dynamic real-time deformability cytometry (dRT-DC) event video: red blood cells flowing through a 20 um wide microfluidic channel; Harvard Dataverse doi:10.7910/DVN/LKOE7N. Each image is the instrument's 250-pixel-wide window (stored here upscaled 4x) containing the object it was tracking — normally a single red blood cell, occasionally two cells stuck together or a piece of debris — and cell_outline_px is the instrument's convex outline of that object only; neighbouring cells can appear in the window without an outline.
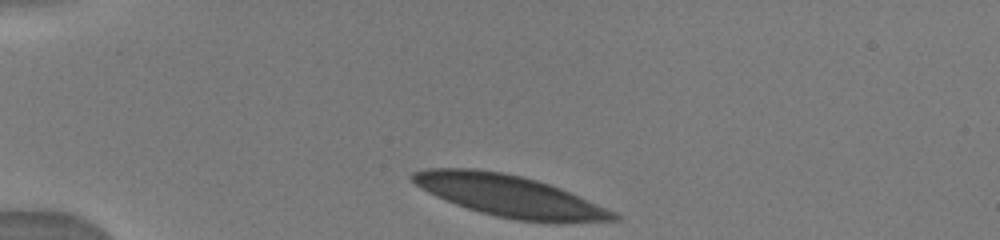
{"species": "human", "species_latin": "Homo sapiens", "temperature_condition": "warm", "stored_images_in_passage": 6, "camera_frame_rate_fps": 3000, "um_per_image_px": 0.085, "donor": {"sex": "male"}, "frame": {"image": 1, "passage_image": 1, "time_ms": 0.0, "image_size_px": [1000, 240], "cell_outline_px": [[620, 220], [564, 224], [548, 224], [516, 220], [496, 216], [480, 212], [456, 204], [436, 196], [428, 192], [416, 184], [408, 176], [412, 172], [428, 168], [472, 168], [504, 172], [536, 180], [560, 188], [616, 212], [620, 216]], "centroid_in_image_um": [43.37, 16.68], "position_along_channel_um": 41.6, "area_um2": 49.07}}
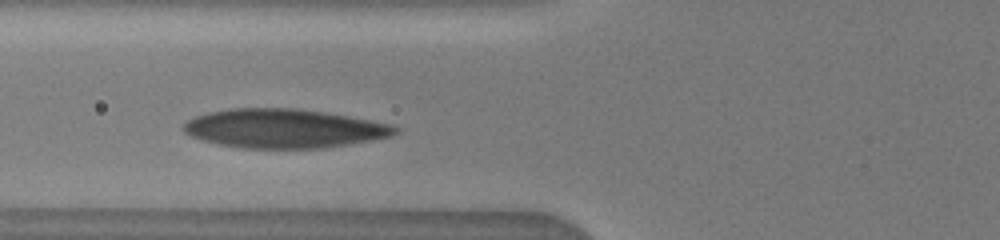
{"frame": {"image": 2, "passage_image": 4, "time_ms": 2.667, "image_size_px": [1000, 240], "cell_outline_px": [[400, 132], [392, 136], [348, 144], [324, 148], [240, 148], [220, 144], [204, 140], [192, 136], [184, 132], [180, 128], [188, 120], [196, 116], [208, 112], [228, 108], [296, 108], [324, 112], [348, 116], [392, 124], [400, 128]], "centroid_in_image_um": [24.15, 10.92], "position_along_channel_um": 101.7, "area_um2": 48.09}}